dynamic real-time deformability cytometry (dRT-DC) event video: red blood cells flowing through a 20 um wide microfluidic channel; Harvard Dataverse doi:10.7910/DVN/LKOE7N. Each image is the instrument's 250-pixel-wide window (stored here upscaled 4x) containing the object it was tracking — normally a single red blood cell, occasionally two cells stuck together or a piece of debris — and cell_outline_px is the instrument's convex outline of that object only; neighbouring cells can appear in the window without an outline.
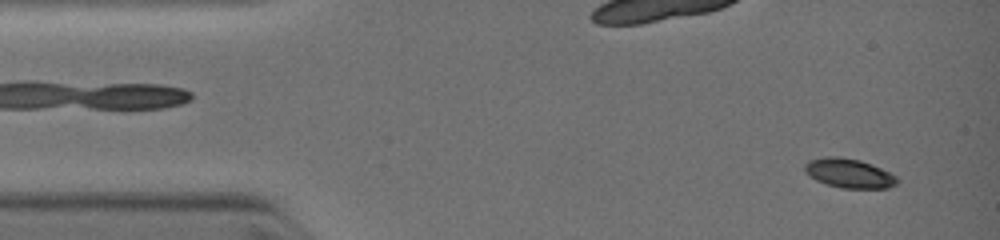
{"species": "common noctule bat (a hibernating species)", "species_latin": "Nyctalus noctula", "temperature_condition": "warm", "stored_images_in_passage": 5, "camera_frame_rate_fps": 3000, "um_per_image_px": 0.085, "animal": {"sex": "female", "body_mass_g": 19.0, "forearm_length_mm": 51.5}, "frame": {"image": 1, "passage_image": 5, "time_ms": 3.667, "image_size_px": [1000, 240], "cell_outline_px": [[900, 180], [896, 184], [888, 188], [840, 188], [816, 180], [808, 176], [804, 172], [804, 164], [808, 160], [824, 156], [840, 156], [860, 160], [872, 164], [896, 176]], "centroid_in_image_um": [72.13, 14.71], "position_along_channel_um": 12.9, "area_um2": 15.95}}